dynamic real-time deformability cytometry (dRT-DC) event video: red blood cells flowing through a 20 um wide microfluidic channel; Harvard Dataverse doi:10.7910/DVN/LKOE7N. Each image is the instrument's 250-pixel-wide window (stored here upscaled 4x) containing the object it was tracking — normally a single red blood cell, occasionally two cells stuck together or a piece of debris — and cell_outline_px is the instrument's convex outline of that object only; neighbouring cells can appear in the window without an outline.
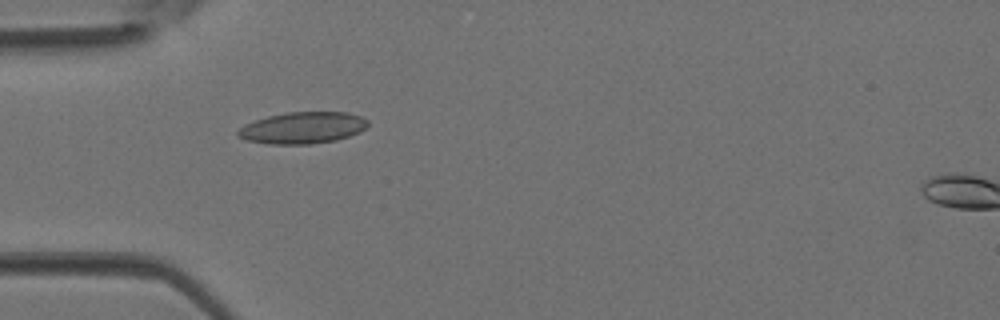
{"species": "Egyptian fruit bat (a non-hibernating species)", "species_latin": "Rousettus aegyptiacus", "temperature_condition": "room temperature", "stored_images_in_passage": 33, "camera_frame_rate_fps": 3000, "um_per_image_px": 0.085, "animal": {"sex": "female"}, "frame": {"image": 1, "passage_image": 3, "time_ms": 0.667, "image_size_px": [1000, 320], "cell_outline_px": [[368, 124], [360, 132], [336, 140], [312, 144], [268, 144], [248, 140], [236, 136], [236, 132], [244, 124], [268, 116], [288, 112], [348, 112], [360, 116], [368, 120]], "centroid_in_image_um": [25.72, 10.86], "position_along_channel_um": 59.3, "area_um2": 23.93}}
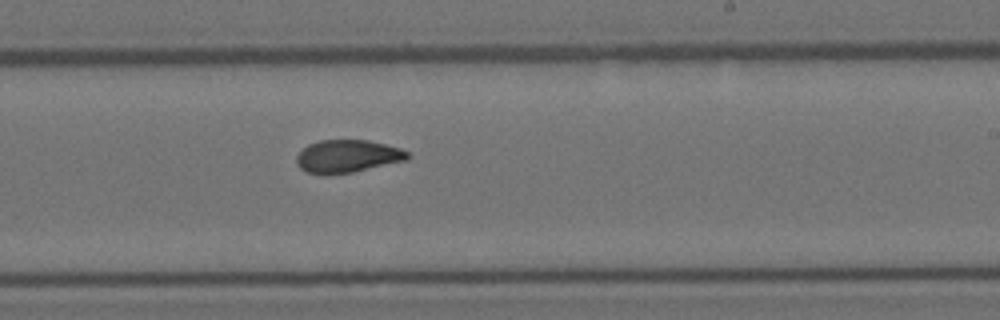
{"frame": {"image": 2, "passage_image": 16, "time_ms": 5.0, "image_size_px": [1000, 320], "cell_outline_px": [[408, 160], [352, 172], [324, 176], [308, 172], [300, 168], [296, 160], [296, 156], [308, 144], [320, 140], [368, 140], [400, 148], [408, 152]], "centroid_in_image_um": [29.52, 13.29], "position_along_channel_um": 259.5, "area_um2": 21.21}}
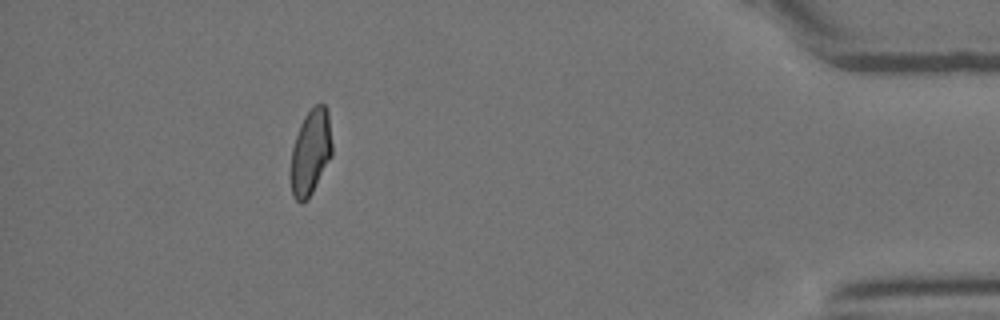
{"frame": {"image": 3, "passage_image": 29, "time_ms": 9.333, "image_size_px": [1000, 320], "cell_outline_px": [[332, 156], [308, 200], [300, 204], [292, 196], [292, 148], [300, 124], [304, 116], [316, 104], [324, 104], [328, 112], [332, 144]], "centroid_in_image_um": [26.42, 12.95], "position_along_channel_um": 408.8, "area_um2": 20.4}}